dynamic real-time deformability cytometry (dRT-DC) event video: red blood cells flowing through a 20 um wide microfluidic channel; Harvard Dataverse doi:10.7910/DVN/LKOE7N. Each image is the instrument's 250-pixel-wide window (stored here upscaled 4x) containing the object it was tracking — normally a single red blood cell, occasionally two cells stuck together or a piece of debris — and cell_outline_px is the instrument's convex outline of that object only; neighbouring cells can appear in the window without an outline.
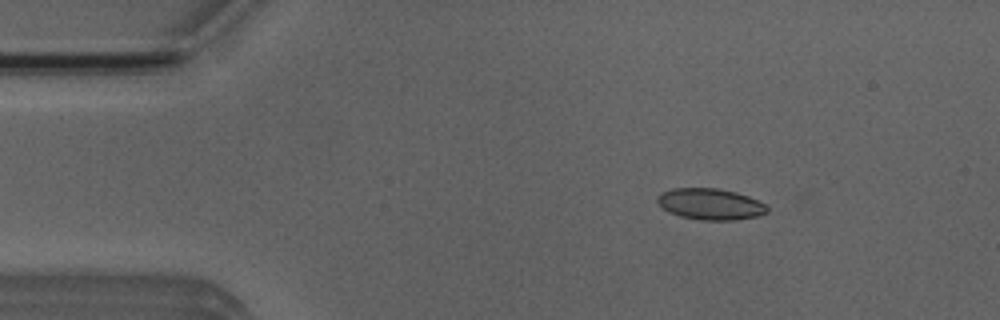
{"species": "Egyptian fruit bat (a non-hibernating species)", "species_latin": "Rousettus aegyptiacus", "temperature_condition": "room temperature", "stored_images_in_passage": 51, "camera_frame_rate_fps": 3000, "um_per_image_px": 0.085, "animal": {"sex": "male"}, "frame": {"image": 1, "passage_image": 7, "time_ms": 2.0, "image_size_px": [1000, 320], "cell_outline_px": [[768, 212], [756, 216], [736, 220], [700, 220], [680, 216], [668, 212], [656, 200], [656, 196], [672, 188], [716, 188], [736, 192], [748, 196], [764, 204], [768, 208]], "centroid_in_image_um": [60.37, 17.35], "position_along_channel_um": 24.6, "area_um2": 19.88}}
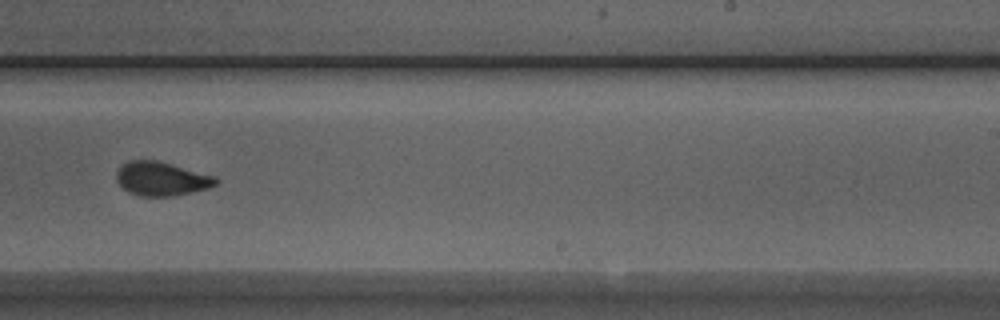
{"frame": {"image": 2, "passage_image": 31, "time_ms": 10.0, "image_size_px": [1000, 320], "cell_outline_px": [[220, 180], [216, 184], [208, 188], [172, 196], [140, 196], [128, 192], [116, 180], [116, 172], [120, 164], [128, 160], [156, 160], [172, 164], [216, 176]], "centroid_in_image_um": [13.71, 15.18], "position_along_channel_um": 275.3, "area_um2": 19.71}}
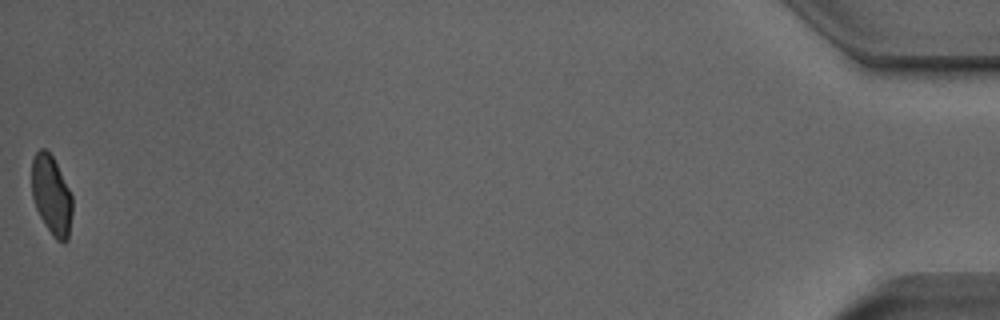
{"frame": {"image": 3, "passage_image": 51, "time_ms": 16.667, "image_size_px": [1000, 320], "cell_outline_px": [[72, 212], [68, 240], [64, 244], [56, 240], [52, 236], [40, 216], [36, 208], [32, 196], [32, 160], [36, 152], [40, 148], [44, 148], [52, 156], [72, 196]], "centroid_in_image_um": [4.37, 16.63], "position_along_channel_um": 430.8, "area_um2": 18.61}, "authors_computed_cell_mechanics": {"area_um2": 19.8254, "velocity_mm_per_s": 3.9253, "shape_relaxation_time_tau1_ms": 3.7864, "shape_relaxation_time_tau2_ms": 1.0297, "deformation_change_tau1": 0.1166, "deformation_change_tau2": 0.0469}}